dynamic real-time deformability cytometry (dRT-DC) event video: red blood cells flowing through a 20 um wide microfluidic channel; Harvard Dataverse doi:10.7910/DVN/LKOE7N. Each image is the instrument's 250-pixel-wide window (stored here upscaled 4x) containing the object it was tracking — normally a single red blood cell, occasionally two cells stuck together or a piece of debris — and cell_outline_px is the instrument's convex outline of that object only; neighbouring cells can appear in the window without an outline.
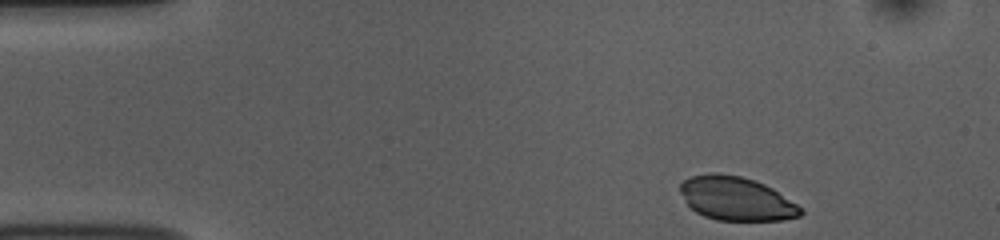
{"species": "common noctule bat (a hibernating species)", "species_latin": "Nyctalus noctula", "temperature_condition": "room temperature", "stored_images_in_passage": 47, "camera_frame_rate_fps": 3000, "um_per_image_px": 0.085, "animal": {"sex": "female", "body_mass_g": 10.0, "forearm_length_mm": 53.1}, "frame": {"image": 1, "passage_image": 1, "time_ms": 0.0, "image_size_px": [1000, 240], "cell_outline_px": [[804, 212], [800, 216], [784, 220], [716, 220], [704, 216], [696, 212], [684, 200], [680, 192], [680, 184], [684, 180], [692, 176], [712, 172], [716, 172], [740, 176], [764, 184], [772, 188], [796, 204]], "centroid_in_image_um": [62.56, 16.88], "position_along_channel_um": 22.4, "area_um2": 30.46}}
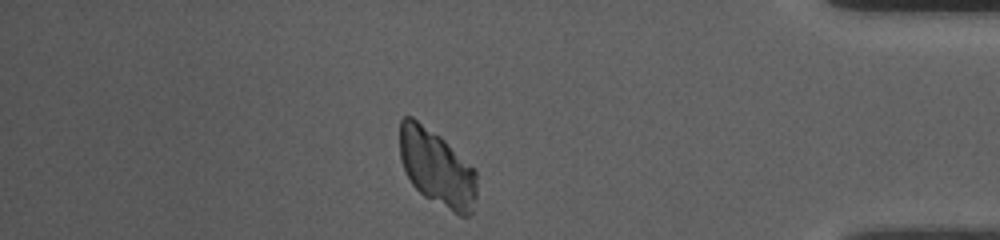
{"frame": {"image": 2, "passage_image": 40, "time_ms": 13.0, "image_size_px": [1000, 240], "cell_outline_px": [[476, 196], [472, 212], [468, 216], [460, 216], [452, 212], [424, 196], [412, 184], [400, 160], [400, 120], [404, 116], [412, 116], [440, 136], [476, 168]], "centroid_in_image_um": [37.15, 14.27], "position_along_channel_um": 398.1, "area_um2": 34.45}}
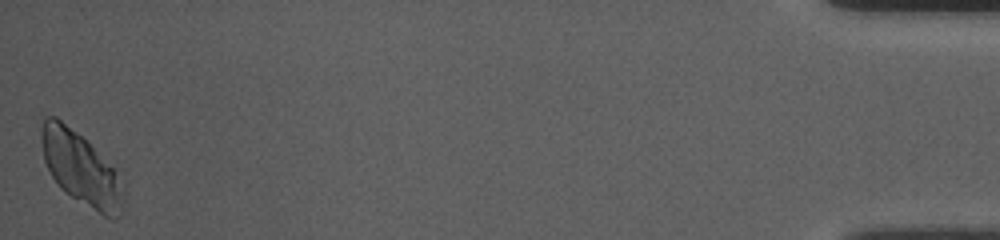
{"frame": {"image": 3, "passage_image": 47, "time_ms": 15.333, "image_size_px": [1000, 240], "cell_outline_px": [[124, 208], [116, 220], [112, 220], [104, 216], [72, 196], [60, 188], [52, 176], [44, 160], [40, 136], [40, 132], [44, 116], [56, 116], [80, 136], [124, 180]], "centroid_in_image_um": [6.89, 14.38], "position_along_channel_um": 428.3, "area_um2": 34.39}}